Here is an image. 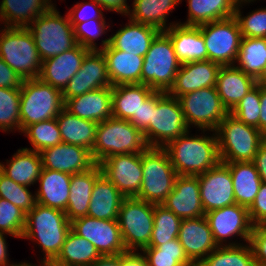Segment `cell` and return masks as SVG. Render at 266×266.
I'll return each instance as SVG.
<instances>
[{"label":"cell","instance_id":"cell-1","mask_svg":"<svg viewBox=\"0 0 266 266\" xmlns=\"http://www.w3.org/2000/svg\"><path fill=\"white\" fill-rule=\"evenodd\" d=\"M188 134L189 131L171 140L164 149L178 175L197 176L220 162L218 138L216 131L214 137H189Z\"/></svg>","mask_w":266,"mask_h":266},{"label":"cell","instance_id":"cell-2","mask_svg":"<svg viewBox=\"0 0 266 266\" xmlns=\"http://www.w3.org/2000/svg\"><path fill=\"white\" fill-rule=\"evenodd\" d=\"M71 222L64 211L36 204L26 213L22 239H32L39 243L45 253L41 263L50 264L59 254Z\"/></svg>","mask_w":266,"mask_h":266},{"label":"cell","instance_id":"cell-3","mask_svg":"<svg viewBox=\"0 0 266 266\" xmlns=\"http://www.w3.org/2000/svg\"><path fill=\"white\" fill-rule=\"evenodd\" d=\"M148 148L143 132L129 120L108 118L97 125L91 155L96 164L116 154L142 153Z\"/></svg>","mask_w":266,"mask_h":266},{"label":"cell","instance_id":"cell-4","mask_svg":"<svg viewBox=\"0 0 266 266\" xmlns=\"http://www.w3.org/2000/svg\"><path fill=\"white\" fill-rule=\"evenodd\" d=\"M220 162L253 161L266 136L256 127L238 120L231 113L220 122L216 130Z\"/></svg>","mask_w":266,"mask_h":266},{"label":"cell","instance_id":"cell-5","mask_svg":"<svg viewBox=\"0 0 266 266\" xmlns=\"http://www.w3.org/2000/svg\"><path fill=\"white\" fill-rule=\"evenodd\" d=\"M5 28L0 30V57L23 80L38 78L42 59L31 32L26 27Z\"/></svg>","mask_w":266,"mask_h":266},{"label":"cell","instance_id":"cell-6","mask_svg":"<svg viewBox=\"0 0 266 266\" xmlns=\"http://www.w3.org/2000/svg\"><path fill=\"white\" fill-rule=\"evenodd\" d=\"M42 61L68 51L77 45L68 14L60 16L52 7L38 16L28 27Z\"/></svg>","mask_w":266,"mask_h":266},{"label":"cell","instance_id":"cell-7","mask_svg":"<svg viewBox=\"0 0 266 266\" xmlns=\"http://www.w3.org/2000/svg\"><path fill=\"white\" fill-rule=\"evenodd\" d=\"M142 185L137 199L162 204L174 188L178 177L164 148L148 147L141 153Z\"/></svg>","mask_w":266,"mask_h":266},{"label":"cell","instance_id":"cell-8","mask_svg":"<svg viewBox=\"0 0 266 266\" xmlns=\"http://www.w3.org/2000/svg\"><path fill=\"white\" fill-rule=\"evenodd\" d=\"M20 97L21 132L29 125L56 118L65 104L62 91L39 78L23 80Z\"/></svg>","mask_w":266,"mask_h":266},{"label":"cell","instance_id":"cell-9","mask_svg":"<svg viewBox=\"0 0 266 266\" xmlns=\"http://www.w3.org/2000/svg\"><path fill=\"white\" fill-rule=\"evenodd\" d=\"M180 66L170 36L165 31H160L144 55L141 84L155 91L168 92Z\"/></svg>","mask_w":266,"mask_h":266},{"label":"cell","instance_id":"cell-10","mask_svg":"<svg viewBox=\"0 0 266 266\" xmlns=\"http://www.w3.org/2000/svg\"><path fill=\"white\" fill-rule=\"evenodd\" d=\"M178 98L156 91V108L150 125L143 131L148 147L164 148L188 131Z\"/></svg>","mask_w":266,"mask_h":266},{"label":"cell","instance_id":"cell-11","mask_svg":"<svg viewBox=\"0 0 266 266\" xmlns=\"http://www.w3.org/2000/svg\"><path fill=\"white\" fill-rule=\"evenodd\" d=\"M127 252L149 246L154 227V204L136 197L124 198L117 218Z\"/></svg>","mask_w":266,"mask_h":266},{"label":"cell","instance_id":"cell-12","mask_svg":"<svg viewBox=\"0 0 266 266\" xmlns=\"http://www.w3.org/2000/svg\"><path fill=\"white\" fill-rule=\"evenodd\" d=\"M198 27L203 35L208 60L221 66L234 65L242 40L240 26L235 16Z\"/></svg>","mask_w":266,"mask_h":266},{"label":"cell","instance_id":"cell-13","mask_svg":"<svg viewBox=\"0 0 266 266\" xmlns=\"http://www.w3.org/2000/svg\"><path fill=\"white\" fill-rule=\"evenodd\" d=\"M186 125L215 132L229 113L223 106L215 86L187 93L178 98Z\"/></svg>","mask_w":266,"mask_h":266},{"label":"cell","instance_id":"cell-14","mask_svg":"<svg viewBox=\"0 0 266 266\" xmlns=\"http://www.w3.org/2000/svg\"><path fill=\"white\" fill-rule=\"evenodd\" d=\"M71 229L93 244L101 255L126 253L117 220L84 216L71 221Z\"/></svg>","mask_w":266,"mask_h":266},{"label":"cell","instance_id":"cell-15","mask_svg":"<svg viewBox=\"0 0 266 266\" xmlns=\"http://www.w3.org/2000/svg\"><path fill=\"white\" fill-rule=\"evenodd\" d=\"M106 176L125 198L137 197L142 185L141 153L116 154L100 164Z\"/></svg>","mask_w":266,"mask_h":266},{"label":"cell","instance_id":"cell-16","mask_svg":"<svg viewBox=\"0 0 266 266\" xmlns=\"http://www.w3.org/2000/svg\"><path fill=\"white\" fill-rule=\"evenodd\" d=\"M209 227L218 246L228 237L238 235L249 243L254 225L248 208L237 203L205 213Z\"/></svg>","mask_w":266,"mask_h":266},{"label":"cell","instance_id":"cell-17","mask_svg":"<svg viewBox=\"0 0 266 266\" xmlns=\"http://www.w3.org/2000/svg\"><path fill=\"white\" fill-rule=\"evenodd\" d=\"M197 176L205 213L236 203L231 173L225 163L219 162L215 167Z\"/></svg>","mask_w":266,"mask_h":266},{"label":"cell","instance_id":"cell-18","mask_svg":"<svg viewBox=\"0 0 266 266\" xmlns=\"http://www.w3.org/2000/svg\"><path fill=\"white\" fill-rule=\"evenodd\" d=\"M104 87H112L106 59L101 50H90L85 55L80 70L62 91L64 103L68 99Z\"/></svg>","mask_w":266,"mask_h":266},{"label":"cell","instance_id":"cell-19","mask_svg":"<svg viewBox=\"0 0 266 266\" xmlns=\"http://www.w3.org/2000/svg\"><path fill=\"white\" fill-rule=\"evenodd\" d=\"M178 239L195 266L218 247L205 216L183 219Z\"/></svg>","mask_w":266,"mask_h":266},{"label":"cell","instance_id":"cell-20","mask_svg":"<svg viewBox=\"0 0 266 266\" xmlns=\"http://www.w3.org/2000/svg\"><path fill=\"white\" fill-rule=\"evenodd\" d=\"M40 154L44 169L71 175L88 171L96 164L90 150L67 143L44 149Z\"/></svg>","mask_w":266,"mask_h":266},{"label":"cell","instance_id":"cell-21","mask_svg":"<svg viewBox=\"0 0 266 266\" xmlns=\"http://www.w3.org/2000/svg\"><path fill=\"white\" fill-rule=\"evenodd\" d=\"M90 49L77 44L72 49L42 61L39 79L63 91L70 79L80 70Z\"/></svg>","mask_w":266,"mask_h":266},{"label":"cell","instance_id":"cell-22","mask_svg":"<svg viewBox=\"0 0 266 266\" xmlns=\"http://www.w3.org/2000/svg\"><path fill=\"white\" fill-rule=\"evenodd\" d=\"M162 205L182 220L205 216L198 176L178 175L173 190Z\"/></svg>","mask_w":266,"mask_h":266},{"label":"cell","instance_id":"cell-23","mask_svg":"<svg viewBox=\"0 0 266 266\" xmlns=\"http://www.w3.org/2000/svg\"><path fill=\"white\" fill-rule=\"evenodd\" d=\"M221 65L210 60L191 61L181 64L173 86L167 92L179 98L187 93L216 85Z\"/></svg>","mask_w":266,"mask_h":266},{"label":"cell","instance_id":"cell-24","mask_svg":"<svg viewBox=\"0 0 266 266\" xmlns=\"http://www.w3.org/2000/svg\"><path fill=\"white\" fill-rule=\"evenodd\" d=\"M112 86L121 84H141L144 57L114 49L109 38L102 41L101 48Z\"/></svg>","mask_w":266,"mask_h":266},{"label":"cell","instance_id":"cell-25","mask_svg":"<svg viewBox=\"0 0 266 266\" xmlns=\"http://www.w3.org/2000/svg\"><path fill=\"white\" fill-rule=\"evenodd\" d=\"M64 108L82 119L100 123L113 117L112 87L91 90L68 99Z\"/></svg>","mask_w":266,"mask_h":266},{"label":"cell","instance_id":"cell-26","mask_svg":"<svg viewBox=\"0 0 266 266\" xmlns=\"http://www.w3.org/2000/svg\"><path fill=\"white\" fill-rule=\"evenodd\" d=\"M235 66H221L215 85L220 100L228 112L257 85L255 78Z\"/></svg>","mask_w":266,"mask_h":266},{"label":"cell","instance_id":"cell-27","mask_svg":"<svg viewBox=\"0 0 266 266\" xmlns=\"http://www.w3.org/2000/svg\"><path fill=\"white\" fill-rule=\"evenodd\" d=\"M171 24L165 32L170 36L176 57L181 64L208 60L203 35L198 26Z\"/></svg>","mask_w":266,"mask_h":266},{"label":"cell","instance_id":"cell-28","mask_svg":"<svg viewBox=\"0 0 266 266\" xmlns=\"http://www.w3.org/2000/svg\"><path fill=\"white\" fill-rule=\"evenodd\" d=\"M101 174L100 165L95 164L88 171L71 175L70 195L65 211L70 222L88 215L92 189Z\"/></svg>","mask_w":266,"mask_h":266},{"label":"cell","instance_id":"cell-29","mask_svg":"<svg viewBox=\"0 0 266 266\" xmlns=\"http://www.w3.org/2000/svg\"><path fill=\"white\" fill-rule=\"evenodd\" d=\"M37 203L46 207L66 211L70 195L71 174L42 169L38 181Z\"/></svg>","mask_w":266,"mask_h":266},{"label":"cell","instance_id":"cell-30","mask_svg":"<svg viewBox=\"0 0 266 266\" xmlns=\"http://www.w3.org/2000/svg\"><path fill=\"white\" fill-rule=\"evenodd\" d=\"M129 21L128 25L109 37V44L114 49L144 57L151 42L160 31L155 27L131 19Z\"/></svg>","mask_w":266,"mask_h":266},{"label":"cell","instance_id":"cell-31","mask_svg":"<svg viewBox=\"0 0 266 266\" xmlns=\"http://www.w3.org/2000/svg\"><path fill=\"white\" fill-rule=\"evenodd\" d=\"M124 198L113 183L101 174L94 183L87 216L103 220H117Z\"/></svg>","mask_w":266,"mask_h":266},{"label":"cell","instance_id":"cell-32","mask_svg":"<svg viewBox=\"0 0 266 266\" xmlns=\"http://www.w3.org/2000/svg\"><path fill=\"white\" fill-rule=\"evenodd\" d=\"M51 2V0H2L0 21H4L6 27L27 28L38 16L54 6Z\"/></svg>","mask_w":266,"mask_h":266},{"label":"cell","instance_id":"cell-33","mask_svg":"<svg viewBox=\"0 0 266 266\" xmlns=\"http://www.w3.org/2000/svg\"><path fill=\"white\" fill-rule=\"evenodd\" d=\"M155 90L145 84L112 86V114L114 118L130 120L137 115L141 104Z\"/></svg>","mask_w":266,"mask_h":266},{"label":"cell","instance_id":"cell-34","mask_svg":"<svg viewBox=\"0 0 266 266\" xmlns=\"http://www.w3.org/2000/svg\"><path fill=\"white\" fill-rule=\"evenodd\" d=\"M230 170L235 201L249 208L262 184L260 175L252 161L225 163Z\"/></svg>","mask_w":266,"mask_h":266},{"label":"cell","instance_id":"cell-35","mask_svg":"<svg viewBox=\"0 0 266 266\" xmlns=\"http://www.w3.org/2000/svg\"><path fill=\"white\" fill-rule=\"evenodd\" d=\"M7 163L8 167L0 163V170L14 182L25 186L36 183L43 169L41 154L28 148L18 149Z\"/></svg>","mask_w":266,"mask_h":266},{"label":"cell","instance_id":"cell-36","mask_svg":"<svg viewBox=\"0 0 266 266\" xmlns=\"http://www.w3.org/2000/svg\"><path fill=\"white\" fill-rule=\"evenodd\" d=\"M62 143L78 145L92 151L98 123L82 119L63 108L56 117Z\"/></svg>","mask_w":266,"mask_h":266},{"label":"cell","instance_id":"cell-37","mask_svg":"<svg viewBox=\"0 0 266 266\" xmlns=\"http://www.w3.org/2000/svg\"><path fill=\"white\" fill-rule=\"evenodd\" d=\"M100 256L101 254L93 244L71 229L59 254L49 265L91 266Z\"/></svg>","mask_w":266,"mask_h":266},{"label":"cell","instance_id":"cell-38","mask_svg":"<svg viewBox=\"0 0 266 266\" xmlns=\"http://www.w3.org/2000/svg\"><path fill=\"white\" fill-rule=\"evenodd\" d=\"M235 0H188L189 16L182 25L199 26L235 14Z\"/></svg>","mask_w":266,"mask_h":266},{"label":"cell","instance_id":"cell-39","mask_svg":"<svg viewBox=\"0 0 266 266\" xmlns=\"http://www.w3.org/2000/svg\"><path fill=\"white\" fill-rule=\"evenodd\" d=\"M181 0H134L130 19L165 31L166 17ZM131 13V14H130Z\"/></svg>","mask_w":266,"mask_h":266},{"label":"cell","instance_id":"cell-40","mask_svg":"<svg viewBox=\"0 0 266 266\" xmlns=\"http://www.w3.org/2000/svg\"><path fill=\"white\" fill-rule=\"evenodd\" d=\"M237 68L257 79L266 67V38L242 37Z\"/></svg>","mask_w":266,"mask_h":266},{"label":"cell","instance_id":"cell-41","mask_svg":"<svg viewBox=\"0 0 266 266\" xmlns=\"http://www.w3.org/2000/svg\"><path fill=\"white\" fill-rule=\"evenodd\" d=\"M197 266H257L249 245L229 243L218 246Z\"/></svg>","mask_w":266,"mask_h":266},{"label":"cell","instance_id":"cell-42","mask_svg":"<svg viewBox=\"0 0 266 266\" xmlns=\"http://www.w3.org/2000/svg\"><path fill=\"white\" fill-rule=\"evenodd\" d=\"M142 252L147 266H195L188 259L178 238L157 247H146Z\"/></svg>","mask_w":266,"mask_h":266},{"label":"cell","instance_id":"cell-43","mask_svg":"<svg viewBox=\"0 0 266 266\" xmlns=\"http://www.w3.org/2000/svg\"><path fill=\"white\" fill-rule=\"evenodd\" d=\"M182 219L162 204H154V227L148 247H157L161 244L178 238Z\"/></svg>","mask_w":266,"mask_h":266},{"label":"cell","instance_id":"cell-44","mask_svg":"<svg viewBox=\"0 0 266 266\" xmlns=\"http://www.w3.org/2000/svg\"><path fill=\"white\" fill-rule=\"evenodd\" d=\"M22 133H25V136L27 135L31 145H33V148H29V150L39 153L44 149L62 143L61 132L56 118L29 125Z\"/></svg>","mask_w":266,"mask_h":266},{"label":"cell","instance_id":"cell-45","mask_svg":"<svg viewBox=\"0 0 266 266\" xmlns=\"http://www.w3.org/2000/svg\"><path fill=\"white\" fill-rule=\"evenodd\" d=\"M20 88H0V129L21 131Z\"/></svg>","mask_w":266,"mask_h":266},{"label":"cell","instance_id":"cell-46","mask_svg":"<svg viewBox=\"0 0 266 266\" xmlns=\"http://www.w3.org/2000/svg\"><path fill=\"white\" fill-rule=\"evenodd\" d=\"M0 198H4L19 207L24 213L31 211L37 204L36 195H32L28 186L18 184L0 170Z\"/></svg>","mask_w":266,"mask_h":266},{"label":"cell","instance_id":"cell-47","mask_svg":"<svg viewBox=\"0 0 266 266\" xmlns=\"http://www.w3.org/2000/svg\"><path fill=\"white\" fill-rule=\"evenodd\" d=\"M261 86L256 85L229 112L241 122L259 129Z\"/></svg>","mask_w":266,"mask_h":266},{"label":"cell","instance_id":"cell-48","mask_svg":"<svg viewBox=\"0 0 266 266\" xmlns=\"http://www.w3.org/2000/svg\"><path fill=\"white\" fill-rule=\"evenodd\" d=\"M26 213L8 200L0 198V232L21 238L25 227Z\"/></svg>","mask_w":266,"mask_h":266},{"label":"cell","instance_id":"cell-49","mask_svg":"<svg viewBox=\"0 0 266 266\" xmlns=\"http://www.w3.org/2000/svg\"><path fill=\"white\" fill-rule=\"evenodd\" d=\"M243 1L237 2L235 18L240 26L242 37L266 38V8L252 11L249 15L242 17L240 5Z\"/></svg>","mask_w":266,"mask_h":266},{"label":"cell","instance_id":"cell-50","mask_svg":"<svg viewBox=\"0 0 266 266\" xmlns=\"http://www.w3.org/2000/svg\"><path fill=\"white\" fill-rule=\"evenodd\" d=\"M105 23V19H92L76 24L73 30L77 44L90 50H99L94 39L105 33Z\"/></svg>","mask_w":266,"mask_h":266},{"label":"cell","instance_id":"cell-51","mask_svg":"<svg viewBox=\"0 0 266 266\" xmlns=\"http://www.w3.org/2000/svg\"><path fill=\"white\" fill-rule=\"evenodd\" d=\"M99 6V8H98ZM100 5L91 0V2L89 3H78L76 4L74 7H72V9L67 13L70 19L71 24L73 25V27L78 24V23H83L86 21H90L92 19H105L103 18V12L100 9ZM95 10V14H91L90 16L88 15L91 10ZM88 12V13H87ZM93 12V11H92ZM93 12V13H94Z\"/></svg>","mask_w":266,"mask_h":266},{"label":"cell","instance_id":"cell-52","mask_svg":"<svg viewBox=\"0 0 266 266\" xmlns=\"http://www.w3.org/2000/svg\"><path fill=\"white\" fill-rule=\"evenodd\" d=\"M254 260L257 266H266V225L254 226L250 236Z\"/></svg>","mask_w":266,"mask_h":266},{"label":"cell","instance_id":"cell-53","mask_svg":"<svg viewBox=\"0 0 266 266\" xmlns=\"http://www.w3.org/2000/svg\"><path fill=\"white\" fill-rule=\"evenodd\" d=\"M156 108V91H154L143 104H141L137 115H134L129 121L142 132L150 125L153 111Z\"/></svg>","mask_w":266,"mask_h":266},{"label":"cell","instance_id":"cell-54","mask_svg":"<svg viewBox=\"0 0 266 266\" xmlns=\"http://www.w3.org/2000/svg\"><path fill=\"white\" fill-rule=\"evenodd\" d=\"M254 226L266 225V184L262 183L254 202L248 208Z\"/></svg>","mask_w":266,"mask_h":266},{"label":"cell","instance_id":"cell-55","mask_svg":"<svg viewBox=\"0 0 266 266\" xmlns=\"http://www.w3.org/2000/svg\"><path fill=\"white\" fill-rule=\"evenodd\" d=\"M23 79L0 57V88H21Z\"/></svg>","mask_w":266,"mask_h":266},{"label":"cell","instance_id":"cell-56","mask_svg":"<svg viewBox=\"0 0 266 266\" xmlns=\"http://www.w3.org/2000/svg\"><path fill=\"white\" fill-rule=\"evenodd\" d=\"M97 2L102 9L119 12L120 14L128 15L130 6L127 5V0H93Z\"/></svg>","mask_w":266,"mask_h":266},{"label":"cell","instance_id":"cell-57","mask_svg":"<svg viewBox=\"0 0 266 266\" xmlns=\"http://www.w3.org/2000/svg\"><path fill=\"white\" fill-rule=\"evenodd\" d=\"M252 162L260 175L262 183L266 184V141L259 147Z\"/></svg>","mask_w":266,"mask_h":266},{"label":"cell","instance_id":"cell-58","mask_svg":"<svg viewBox=\"0 0 266 266\" xmlns=\"http://www.w3.org/2000/svg\"><path fill=\"white\" fill-rule=\"evenodd\" d=\"M120 266H147V262L140 253L126 252L120 254Z\"/></svg>","mask_w":266,"mask_h":266},{"label":"cell","instance_id":"cell-59","mask_svg":"<svg viewBox=\"0 0 266 266\" xmlns=\"http://www.w3.org/2000/svg\"><path fill=\"white\" fill-rule=\"evenodd\" d=\"M259 130L266 136V87H261Z\"/></svg>","mask_w":266,"mask_h":266},{"label":"cell","instance_id":"cell-60","mask_svg":"<svg viewBox=\"0 0 266 266\" xmlns=\"http://www.w3.org/2000/svg\"><path fill=\"white\" fill-rule=\"evenodd\" d=\"M91 266H120V254L101 255Z\"/></svg>","mask_w":266,"mask_h":266},{"label":"cell","instance_id":"cell-61","mask_svg":"<svg viewBox=\"0 0 266 266\" xmlns=\"http://www.w3.org/2000/svg\"><path fill=\"white\" fill-rule=\"evenodd\" d=\"M5 234L0 232V266H17L18 264H9L8 262V254H7V243L5 241Z\"/></svg>","mask_w":266,"mask_h":266},{"label":"cell","instance_id":"cell-62","mask_svg":"<svg viewBox=\"0 0 266 266\" xmlns=\"http://www.w3.org/2000/svg\"><path fill=\"white\" fill-rule=\"evenodd\" d=\"M256 84L261 87H266V67L263 69L260 76L256 79Z\"/></svg>","mask_w":266,"mask_h":266},{"label":"cell","instance_id":"cell-63","mask_svg":"<svg viewBox=\"0 0 266 266\" xmlns=\"http://www.w3.org/2000/svg\"><path fill=\"white\" fill-rule=\"evenodd\" d=\"M17 266H35V265H31L30 263H25V262L23 263L22 262L21 264L19 263ZM40 266H44V263H42Z\"/></svg>","mask_w":266,"mask_h":266},{"label":"cell","instance_id":"cell-64","mask_svg":"<svg viewBox=\"0 0 266 266\" xmlns=\"http://www.w3.org/2000/svg\"><path fill=\"white\" fill-rule=\"evenodd\" d=\"M236 2H240V1H243L244 3H246V2H252V1H254V0H235Z\"/></svg>","mask_w":266,"mask_h":266}]
</instances>
